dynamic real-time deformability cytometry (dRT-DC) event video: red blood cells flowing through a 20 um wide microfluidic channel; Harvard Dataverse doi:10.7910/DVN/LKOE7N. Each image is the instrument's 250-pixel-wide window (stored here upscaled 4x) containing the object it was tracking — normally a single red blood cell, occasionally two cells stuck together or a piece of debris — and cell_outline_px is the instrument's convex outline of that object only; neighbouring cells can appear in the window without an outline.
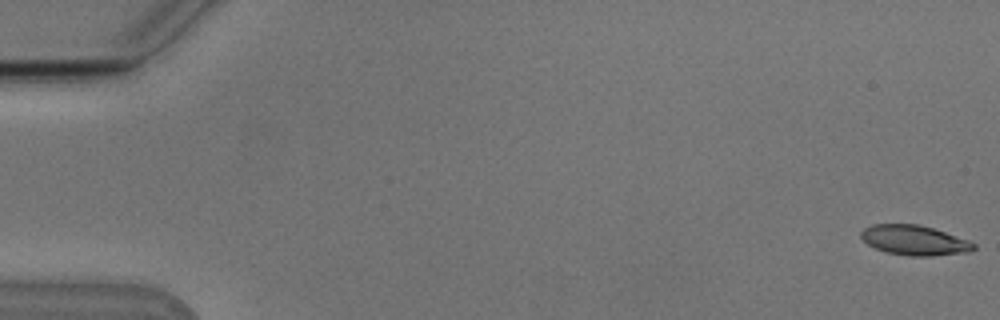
{"species": "Egyptian fruit bat (a non-hibernating species)", "species_latin": "Rousettus aegyptiacus", "temperature_condition": "cold", "stored_images_in_passage": 56, "segment_of_instrument_passage": [1, 2], "camera_frame_rate_fps": 3000, "um_per_image_px": 0.085, "animal": {"sex": "male"}, "frame": {"image": 1, "passage_image": 1, "time_ms": 0.0, "image_size_px": [1000, 320], "cell_outline_px": [[976, 248], [972, 252], [932, 256], [908, 256], [888, 252], [876, 248], [868, 244], [860, 236], [860, 232], [864, 228], [872, 224], [920, 224], [968, 240], [976, 244]], "centroid_in_image_um": [77.75, 20.42], "position_along_channel_um": 7.3, "area_um2": 19.65}}
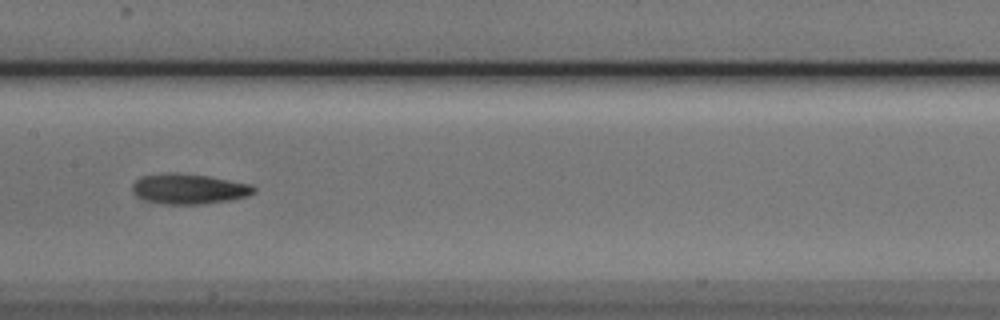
{"frame": {"image": 2, "passage_image": 28, "time_ms": 9.0, "image_size_px": [1000, 320], "cell_outline_px": [[256, 192], [248, 196], [232, 200], [200, 204], [160, 204], [136, 196], [132, 192], [132, 184], [136, 180], [144, 176], [168, 172], [180, 172], [208, 176], [252, 184], [256, 188]], "centroid_in_image_um": [16.08, 16.05], "position_along_channel_um": 191.3, "area_um2": 21.62}}
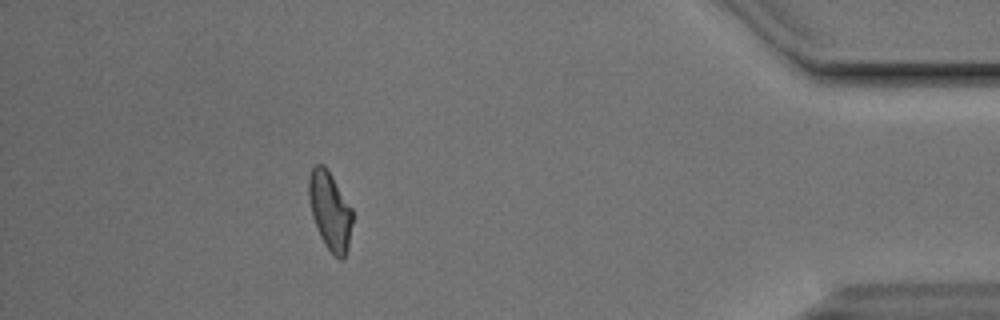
{"frame": {"image": 3, "passage_image": 49, "time_ms": 16.0, "image_size_px": [1000, 320], "cell_outline_px": [[352, 224], [348, 248], [344, 256], [340, 260], [324, 244], [320, 236], [312, 216], [308, 196], [308, 180], [312, 168], [316, 164], [324, 164], [332, 176], [352, 208]], "centroid_in_image_um": [28.04, 17.9], "position_along_channel_um": 407.2, "area_um2": 19.77}}